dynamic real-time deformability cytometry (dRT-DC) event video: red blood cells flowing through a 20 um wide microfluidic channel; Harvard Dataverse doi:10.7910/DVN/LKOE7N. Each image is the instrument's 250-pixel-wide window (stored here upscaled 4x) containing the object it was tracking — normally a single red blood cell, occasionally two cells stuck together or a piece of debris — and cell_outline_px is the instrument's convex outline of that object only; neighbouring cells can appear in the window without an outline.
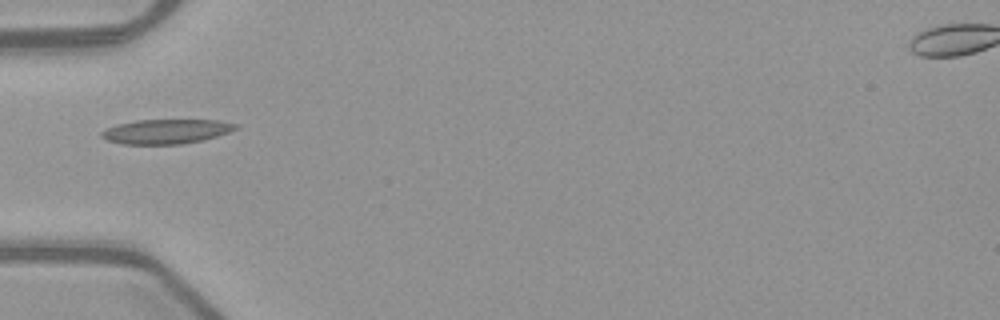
{"species": "common noctule bat (a hibernating species)", "species_latin": "Nyctalus noctula", "temperature_condition": "warm", "stored_images_in_passage": 34, "camera_frame_rate_fps": 3000, "um_per_image_px": 0.085, "animal": {"sex": "female", "body_mass_g": 21.9}, "frame": {"image": 1, "passage_image": 1, "time_ms": 0.0, "image_size_px": [1000, 320], "cell_outline_px": [[240, 128], [204, 140], [184, 144], [120, 144], [108, 140], [100, 136], [100, 132], [116, 124], [136, 120], [220, 120], [240, 124]], "centroid_in_image_um": [14.16, 11.17], "position_along_channel_um": 70.8, "area_um2": 19.36}}
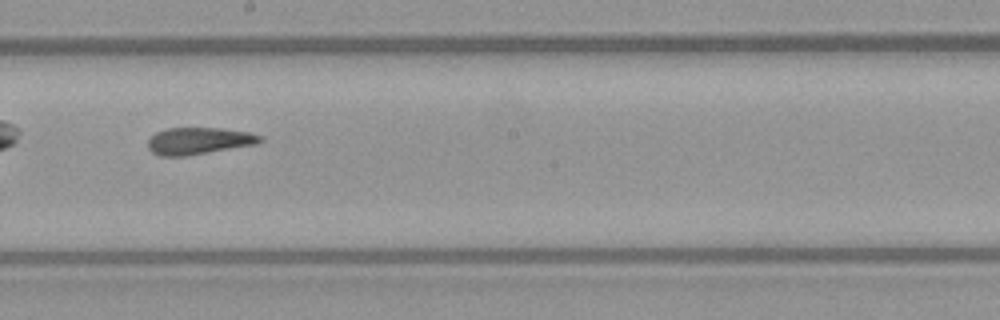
{"frame": {"image": 2, "passage_image": 13, "time_ms": 4.0, "image_size_px": [1000, 320], "cell_outline_px": [[264, 140], [256, 144], [184, 156], [160, 156], [152, 152], [148, 148], [148, 140], [156, 132], [168, 128], [220, 128], [248, 132], [260, 136]], "centroid_in_image_um": [16.87, 11.97], "position_along_channel_um": 231.3, "area_um2": 17.4}}
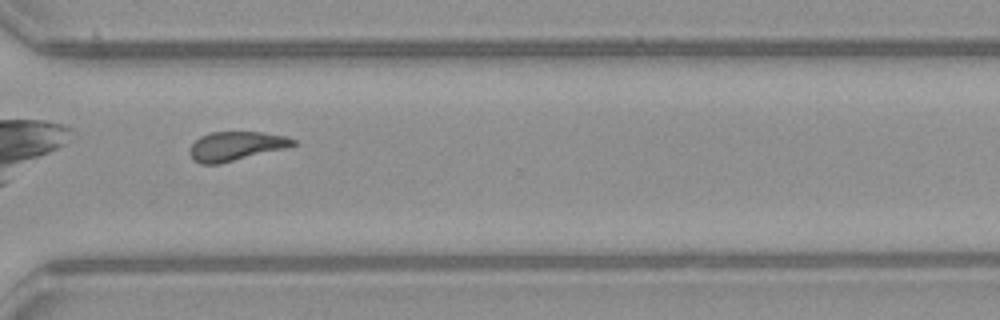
{"frame": {"image": 3, "passage_image": 22, "time_ms": 7.0, "image_size_px": [1000, 320], "cell_outline_px": [[296, 144], [284, 148], [220, 164], [200, 164], [192, 160], [188, 152], [188, 148], [200, 136], [212, 132], [260, 132], [284, 136], [296, 140]], "centroid_in_image_um": [19.98, 12.43], "position_along_channel_um": 350.6, "area_um2": 17.46}, "authors_computed_cell_mechanics": {"area_um2": 17.8891, "velocity_mm_per_s": 3.986, "shape_relaxation_time_tau1_ms": null, "shape_relaxation_time_tau2_ms": 2.3782, "deformation_change_tau1": null, "deformation_change_tau2": 0.0991}}